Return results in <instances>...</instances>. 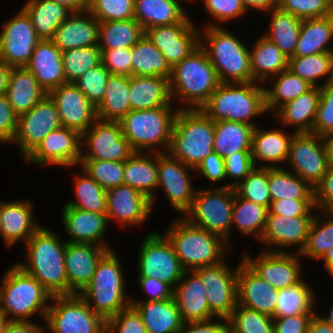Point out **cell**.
I'll return each instance as SVG.
<instances>
[{
	"mask_svg": "<svg viewBox=\"0 0 333 333\" xmlns=\"http://www.w3.org/2000/svg\"><path fill=\"white\" fill-rule=\"evenodd\" d=\"M66 242H60L55 233L40 227L26 242L29 263L17 264L52 297L70 295L64 262Z\"/></svg>",
	"mask_w": 333,
	"mask_h": 333,
	"instance_id": "6da1fadb",
	"label": "cell"
},
{
	"mask_svg": "<svg viewBox=\"0 0 333 333\" xmlns=\"http://www.w3.org/2000/svg\"><path fill=\"white\" fill-rule=\"evenodd\" d=\"M214 134V121L201 109L178 108L167 152L194 170L214 152Z\"/></svg>",
	"mask_w": 333,
	"mask_h": 333,
	"instance_id": "7a4b0ae2",
	"label": "cell"
},
{
	"mask_svg": "<svg viewBox=\"0 0 333 333\" xmlns=\"http://www.w3.org/2000/svg\"><path fill=\"white\" fill-rule=\"evenodd\" d=\"M220 83L215 68L199 45L172 67L169 79L171 98L177 96L179 100L187 101L191 106L188 109H200Z\"/></svg>",
	"mask_w": 333,
	"mask_h": 333,
	"instance_id": "3957f363",
	"label": "cell"
},
{
	"mask_svg": "<svg viewBox=\"0 0 333 333\" xmlns=\"http://www.w3.org/2000/svg\"><path fill=\"white\" fill-rule=\"evenodd\" d=\"M200 109L214 122H241L256 127L249 120L266 112L265 88L258 82L220 83Z\"/></svg>",
	"mask_w": 333,
	"mask_h": 333,
	"instance_id": "277c9868",
	"label": "cell"
},
{
	"mask_svg": "<svg viewBox=\"0 0 333 333\" xmlns=\"http://www.w3.org/2000/svg\"><path fill=\"white\" fill-rule=\"evenodd\" d=\"M177 220V221H176ZM165 236L185 271L213 266L224 261V241L221 237L190 224L185 218L176 219Z\"/></svg>",
	"mask_w": 333,
	"mask_h": 333,
	"instance_id": "5b68a950",
	"label": "cell"
},
{
	"mask_svg": "<svg viewBox=\"0 0 333 333\" xmlns=\"http://www.w3.org/2000/svg\"><path fill=\"white\" fill-rule=\"evenodd\" d=\"M203 33L205 50L221 83L253 82L250 50L221 26L209 24ZM208 42V43H207ZM203 44V45H202Z\"/></svg>",
	"mask_w": 333,
	"mask_h": 333,
	"instance_id": "8992f818",
	"label": "cell"
},
{
	"mask_svg": "<svg viewBox=\"0 0 333 333\" xmlns=\"http://www.w3.org/2000/svg\"><path fill=\"white\" fill-rule=\"evenodd\" d=\"M2 279L0 308L7 318L12 316L9 321H29L38 311L45 320L52 296L33 276L15 264Z\"/></svg>",
	"mask_w": 333,
	"mask_h": 333,
	"instance_id": "52a82bcc",
	"label": "cell"
},
{
	"mask_svg": "<svg viewBox=\"0 0 333 333\" xmlns=\"http://www.w3.org/2000/svg\"><path fill=\"white\" fill-rule=\"evenodd\" d=\"M120 265L116 254L109 250L98 262L91 282L78 293L105 320L131 305L130 298L125 300V282Z\"/></svg>",
	"mask_w": 333,
	"mask_h": 333,
	"instance_id": "ba28073f",
	"label": "cell"
},
{
	"mask_svg": "<svg viewBox=\"0 0 333 333\" xmlns=\"http://www.w3.org/2000/svg\"><path fill=\"white\" fill-rule=\"evenodd\" d=\"M177 112L172 106L131 110L119 121L122 134L135 152L153 149L156 145L169 150Z\"/></svg>",
	"mask_w": 333,
	"mask_h": 333,
	"instance_id": "9c48e42d",
	"label": "cell"
},
{
	"mask_svg": "<svg viewBox=\"0 0 333 333\" xmlns=\"http://www.w3.org/2000/svg\"><path fill=\"white\" fill-rule=\"evenodd\" d=\"M234 196L235 190L229 183L213 190L196 191L191 207L182 218L221 237L229 246Z\"/></svg>",
	"mask_w": 333,
	"mask_h": 333,
	"instance_id": "30bf717a",
	"label": "cell"
},
{
	"mask_svg": "<svg viewBox=\"0 0 333 333\" xmlns=\"http://www.w3.org/2000/svg\"><path fill=\"white\" fill-rule=\"evenodd\" d=\"M52 300L45 318L51 333H106V320L78 294L53 296Z\"/></svg>",
	"mask_w": 333,
	"mask_h": 333,
	"instance_id": "8fae6325",
	"label": "cell"
},
{
	"mask_svg": "<svg viewBox=\"0 0 333 333\" xmlns=\"http://www.w3.org/2000/svg\"><path fill=\"white\" fill-rule=\"evenodd\" d=\"M138 257V277H152L173 289L185 272L167 237L158 232L144 239Z\"/></svg>",
	"mask_w": 333,
	"mask_h": 333,
	"instance_id": "7c38bea8",
	"label": "cell"
},
{
	"mask_svg": "<svg viewBox=\"0 0 333 333\" xmlns=\"http://www.w3.org/2000/svg\"><path fill=\"white\" fill-rule=\"evenodd\" d=\"M287 161L290 162L293 173L312 188L321 182L330 167L323 138L313 133L293 135Z\"/></svg>",
	"mask_w": 333,
	"mask_h": 333,
	"instance_id": "4fadbf2b",
	"label": "cell"
},
{
	"mask_svg": "<svg viewBox=\"0 0 333 333\" xmlns=\"http://www.w3.org/2000/svg\"><path fill=\"white\" fill-rule=\"evenodd\" d=\"M194 272L202 281L210 311L219 319H228L238 304V266L232 272L222 261L217 265L195 269Z\"/></svg>",
	"mask_w": 333,
	"mask_h": 333,
	"instance_id": "5bb4252c",
	"label": "cell"
},
{
	"mask_svg": "<svg viewBox=\"0 0 333 333\" xmlns=\"http://www.w3.org/2000/svg\"><path fill=\"white\" fill-rule=\"evenodd\" d=\"M62 127L55 103L47 94L28 112L18 116L13 143H17L24 159L51 131Z\"/></svg>",
	"mask_w": 333,
	"mask_h": 333,
	"instance_id": "9a60e30c",
	"label": "cell"
},
{
	"mask_svg": "<svg viewBox=\"0 0 333 333\" xmlns=\"http://www.w3.org/2000/svg\"><path fill=\"white\" fill-rule=\"evenodd\" d=\"M86 140L87 154L81 153L80 160H110L125 162L135 151L123 136L119 121H102L94 124L81 135Z\"/></svg>",
	"mask_w": 333,
	"mask_h": 333,
	"instance_id": "2e32d148",
	"label": "cell"
},
{
	"mask_svg": "<svg viewBox=\"0 0 333 333\" xmlns=\"http://www.w3.org/2000/svg\"><path fill=\"white\" fill-rule=\"evenodd\" d=\"M40 41L27 13L21 9L3 24L0 34V60L10 67H25Z\"/></svg>",
	"mask_w": 333,
	"mask_h": 333,
	"instance_id": "e0dca14e",
	"label": "cell"
},
{
	"mask_svg": "<svg viewBox=\"0 0 333 333\" xmlns=\"http://www.w3.org/2000/svg\"><path fill=\"white\" fill-rule=\"evenodd\" d=\"M195 28L196 26L187 17L180 23L146 29L144 35L161 50L167 62L173 67L200 45L201 34Z\"/></svg>",
	"mask_w": 333,
	"mask_h": 333,
	"instance_id": "ac0fdd59",
	"label": "cell"
},
{
	"mask_svg": "<svg viewBox=\"0 0 333 333\" xmlns=\"http://www.w3.org/2000/svg\"><path fill=\"white\" fill-rule=\"evenodd\" d=\"M298 256L290 252H283L281 249L265 250L255 260L246 254L242 257V261L265 282L276 290H281L295 286L302 281Z\"/></svg>",
	"mask_w": 333,
	"mask_h": 333,
	"instance_id": "d6986e66",
	"label": "cell"
},
{
	"mask_svg": "<svg viewBox=\"0 0 333 333\" xmlns=\"http://www.w3.org/2000/svg\"><path fill=\"white\" fill-rule=\"evenodd\" d=\"M157 168L158 187L163 188L169 203L184 216L191 207L196 192L191 185L192 177L188 176L190 167L168 152H157Z\"/></svg>",
	"mask_w": 333,
	"mask_h": 333,
	"instance_id": "ffe728a7",
	"label": "cell"
},
{
	"mask_svg": "<svg viewBox=\"0 0 333 333\" xmlns=\"http://www.w3.org/2000/svg\"><path fill=\"white\" fill-rule=\"evenodd\" d=\"M80 142L83 143L77 131L61 127L45 136L25 160L37 165L70 167L80 161L82 152Z\"/></svg>",
	"mask_w": 333,
	"mask_h": 333,
	"instance_id": "44dd1931",
	"label": "cell"
},
{
	"mask_svg": "<svg viewBox=\"0 0 333 333\" xmlns=\"http://www.w3.org/2000/svg\"><path fill=\"white\" fill-rule=\"evenodd\" d=\"M48 95L55 103L62 127L82 135L97 120L96 107L74 83L62 84Z\"/></svg>",
	"mask_w": 333,
	"mask_h": 333,
	"instance_id": "7402d4cb",
	"label": "cell"
},
{
	"mask_svg": "<svg viewBox=\"0 0 333 333\" xmlns=\"http://www.w3.org/2000/svg\"><path fill=\"white\" fill-rule=\"evenodd\" d=\"M109 250L90 243L66 242L64 262L70 295L80 293L91 282L98 262Z\"/></svg>",
	"mask_w": 333,
	"mask_h": 333,
	"instance_id": "603a6c76",
	"label": "cell"
},
{
	"mask_svg": "<svg viewBox=\"0 0 333 333\" xmlns=\"http://www.w3.org/2000/svg\"><path fill=\"white\" fill-rule=\"evenodd\" d=\"M108 221L114 218L122 225L143 223L151 213V200L136 189L122 184L106 190Z\"/></svg>",
	"mask_w": 333,
	"mask_h": 333,
	"instance_id": "cb8c5ba5",
	"label": "cell"
},
{
	"mask_svg": "<svg viewBox=\"0 0 333 333\" xmlns=\"http://www.w3.org/2000/svg\"><path fill=\"white\" fill-rule=\"evenodd\" d=\"M238 305L274 317L278 290L257 276L243 261L238 265Z\"/></svg>",
	"mask_w": 333,
	"mask_h": 333,
	"instance_id": "d4e9b609",
	"label": "cell"
},
{
	"mask_svg": "<svg viewBox=\"0 0 333 333\" xmlns=\"http://www.w3.org/2000/svg\"><path fill=\"white\" fill-rule=\"evenodd\" d=\"M314 216L290 217L267 213L261 241L267 245L283 248L299 246L298 253L304 248Z\"/></svg>",
	"mask_w": 333,
	"mask_h": 333,
	"instance_id": "484cf974",
	"label": "cell"
},
{
	"mask_svg": "<svg viewBox=\"0 0 333 333\" xmlns=\"http://www.w3.org/2000/svg\"><path fill=\"white\" fill-rule=\"evenodd\" d=\"M48 94L67 83L62 62V51L51 40H40L25 66Z\"/></svg>",
	"mask_w": 333,
	"mask_h": 333,
	"instance_id": "4316f807",
	"label": "cell"
},
{
	"mask_svg": "<svg viewBox=\"0 0 333 333\" xmlns=\"http://www.w3.org/2000/svg\"><path fill=\"white\" fill-rule=\"evenodd\" d=\"M191 275L186 276L188 273ZM173 298L184 323L207 321L216 317L209 309L207 294L194 271H185L174 288Z\"/></svg>",
	"mask_w": 333,
	"mask_h": 333,
	"instance_id": "83f0119b",
	"label": "cell"
},
{
	"mask_svg": "<svg viewBox=\"0 0 333 333\" xmlns=\"http://www.w3.org/2000/svg\"><path fill=\"white\" fill-rule=\"evenodd\" d=\"M62 222L66 227V232L71 237L67 242L90 243L109 247L102 241L109 222L106 214H98L64 205Z\"/></svg>",
	"mask_w": 333,
	"mask_h": 333,
	"instance_id": "f1b7e54d",
	"label": "cell"
},
{
	"mask_svg": "<svg viewBox=\"0 0 333 333\" xmlns=\"http://www.w3.org/2000/svg\"><path fill=\"white\" fill-rule=\"evenodd\" d=\"M85 15V16H84ZM88 16H90L88 18ZM99 21L88 11L73 12L55 30L51 41L61 50L98 45Z\"/></svg>",
	"mask_w": 333,
	"mask_h": 333,
	"instance_id": "f546056e",
	"label": "cell"
},
{
	"mask_svg": "<svg viewBox=\"0 0 333 333\" xmlns=\"http://www.w3.org/2000/svg\"><path fill=\"white\" fill-rule=\"evenodd\" d=\"M39 228L30 201L0 202V233L8 248L20 239L26 243Z\"/></svg>",
	"mask_w": 333,
	"mask_h": 333,
	"instance_id": "4dcf8cb0",
	"label": "cell"
},
{
	"mask_svg": "<svg viewBox=\"0 0 333 333\" xmlns=\"http://www.w3.org/2000/svg\"><path fill=\"white\" fill-rule=\"evenodd\" d=\"M131 305L141 315L147 333H180L183 320L174 298L159 301H134Z\"/></svg>",
	"mask_w": 333,
	"mask_h": 333,
	"instance_id": "1f68e13d",
	"label": "cell"
},
{
	"mask_svg": "<svg viewBox=\"0 0 333 333\" xmlns=\"http://www.w3.org/2000/svg\"><path fill=\"white\" fill-rule=\"evenodd\" d=\"M128 98L131 110L171 106L169 79L162 76H130Z\"/></svg>",
	"mask_w": 333,
	"mask_h": 333,
	"instance_id": "d6a6232c",
	"label": "cell"
},
{
	"mask_svg": "<svg viewBox=\"0 0 333 333\" xmlns=\"http://www.w3.org/2000/svg\"><path fill=\"white\" fill-rule=\"evenodd\" d=\"M17 116L28 112L47 93L26 67H13L5 93Z\"/></svg>",
	"mask_w": 333,
	"mask_h": 333,
	"instance_id": "836d02e7",
	"label": "cell"
},
{
	"mask_svg": "<svg viewBox=\"0 0 333 333\" xmlns=\"http://www.w3.org/2000/svg\"><path fill=\"white\" fill-rule=\"evenodd\" d=\"M155 150L157 151H153L152 157L145 155L146 152H135L124 162L123 184L145 195L151 200L152 207L154 204L152 189L158 187L157 152H163L158 148Z\"/></svg>",
	"mask_w": 333,
	"mask_h": 333,
	"instance_id": "e575fe53",
	"label": "cell"
},
{
	"mask_svg": "<svg viewBox=\"0 0 333 333\" xmlns=\"http://www.w3.org/2000/svg\"><path fill=\"white\" fill-rule=\"evenodd\" d=\"M320 95V87L313 86L296 99L282 105L275 116L284 125H296L295 133H312Z\"/></svg>",
	"mask_w": 333,
	"mask_h": 333,
	"instance_id": "d590c367",
	"label": "cell"
},
{
	"mask_svg": "<svg viewBox=\"0 0 333 333\" xmlns=\"http://www.w3.org/2000/svg\"><path fill=\"white\" fill-rule=\"evenodd\" d=\"M294 134L295 132L287 136L286 132L280 129L265 131L258 126L254 127L251 143V155L254 165L256 166L257 164L256 160H260L262 163L269 164L262 167H279L272 165V163L287 161L291 139Z\"/></svg>",
	"mask_w": 333,
	"mask_h": 333,
	"instance_id": "8d00e7d4",
	"label": "cell"
},
{
	"mask_svg": "<svg viewBox=\"0 0 333 333\" xmlns=\"http://www.w3.org/2000/svg\"><path fill=\"white\" fill-rule=\"evenodd\" d=\"M180 0H134V19L143 30L183 22L187 15Z\"/></svg>",
	"mask_w": 333,
	"mask_h": 333,
	"instance_id": "74e56055",
	"label": "cell"
},
{
	"mask_svg": "<svg viewBox=\"0 0 333 333\" xmlns=\"http://www.w3.org/2000/svg\"><path fill=\"white\" fill-rule=\"evenodd\" d=\"M333 39V14L303 19L294 56L333 52L327 43Z\"/></svg>",
	"mask_w": 333,
	"mask_h": 333,
	"instance_id": "f35d334b",
	"label": "cell"
},
{
	"mask_svg": "<svg viewBox=\"0 0 333 333\" xmlns=\"http://www.w3.org/2000/svg\"><path fill=\"white\" fill-rule=\"evenodd\" d=\"M22 9L30 17L40 40H51L55 30L73 13L51 0H29Z\"/></svg>",
	"mask_w": 333,
	"mask_h": 333,
	"instance_id": "ab89813d",
	"label": "cell"
},
{
	"mask_svg": "<svg viewBox=\"0 0 333 333\" xmlns=\"http://www.w3.org/2000/svg\"><path fill=\"white\" fill-rule=\"evenodd\" d=\"M251 49H253L250 51L253 82L267 81L268 77L272 81L270 75L276 76L288 68L289 58L265 36L259 38Z\"/></svg>",
	"mask_w": 333,
	"mask_h": 333,
	"instance_id": "60d3db41",
	"label": "cell"
},
{
	"mask_svg": "<svg viewBox=\"0 0 333 333\" xmlns=\"http://www.w3.org/2000/svg\"><path fill=\"white\" fill-rule=\"evenodd\" d=\"M172 67L161 50L143 35L131 47V76H162L170 79Z\"/></svg>",
	"mask_w": 333,
	"mask_h": 333,
	"instance_id": "b9f144b4",
	"label": "cell"
},
{
	"mask_svg": "<svg viewBox=\"0 0 333 333\" xmlns=\"http://www.w3.org/2000/svg\"><path fill=\"white\" fill-rule=\"evenodd\" d=\"M214 143L213 151L225 159L234 152L251 151L252 125L232 122L217 121L214 122Z\"/></svg>",
	"mask_w": 333,
	"mask_h": 333,
	"instance_id": "7bdbcfd3",
	"label": "cell"
},
{
	"mask_svg": "<svg viewBox=\"0 0 333 333\" xmlns=\"http://www.w3.org/2000/svg\"><path fill=\"white\" fill-rule=\"evenodd\" d=\"M129 77L110 74L102 102L96 107L97 119L120 121L131 111Z\"/></svg>",
	"mask_w": 333,
	"mask_h": 333,
	"instance_id": "ee69618b",
	"label": "cell"
},
{
	"mask_svg": "<svg viewBox=\"0 0 333 333\" xmlns=\"http://www.w3.org/2000/svg\"><path fill=\"white\" fill-rule=\"evenodd\" d=\"M270 11V29L263 36L275 43L286 57H294L302 19L278 7Z\"/></svg>",
	"mask_w": 333,
	"mask_h": 333,
	"instance_id": "f6af8a7d",
	"label": "cell"
},
{
	"mask_svg": "<svg viewBox=\"0 0 333 333\" xmlns=\"http://www.w3.org/2000/svg\"><path fill=\"white\" fill-rule=\"evenodd\" d=\"M271 202L280 199H314V188L283 168L268 167Z\"/></svg>",
	"mask_w": 333,
	"mask_h": 333,
	"instance_id": "bcb514c9",
	"label": "cell"
},
{
	"mask_svg": "<svg viewBox=\"0 0 333 333\" xmlns=\"http://www.w3.org/2000/svg\"><path fill=\"white\" fill-rule=\"evenodd\" d=\"M143 35L142 26L134 18L99 22L98 47L100 49L132 47Z\"/></svg>",
	"mask_w": 333,
	"mask_h": 333,
	"instance_id": "7dc6e473",
	"label": "cell"
},
{
	"mask_svg": "<svg viewBox=\"0 0 333 333\" xmlns=\"http://www.w3.org/2000/svg\"><path fill=\"white\" fill-rule=\"evenodd\" d=\"M274 77L278 80L273 85V89H265L266 111H277L282 105L296 99L313 87L288 68Z\"/></svg>",
	"mask_w": 333,
	"mask_h": 333,
	"instance_id": "c3c4849f",
	"label": "cell"
},
{
	"mask_svg": "<svg viewBox=\"0 0 333 333\" xmlns=\"http://www.w3.org/2000/svg\"><path fill=\"white\" fill-rule=\"evenodd\" d=\"M288 69L312 86H320L316 84L320 77L328 76L325 83L333 80V52L290 57Z\"/></svg>",
	"mask_w": 333,
	"mask_h": 333,
	"instance_id": "681fc988",
	"label": "cell"
},
{
	"mask_svg": "<svg viewBox=\"0 0 333 333\" xmlns=\"http://www.w3.org/2000/svg\"><path fill=\"white\" fill-rule=\"evenodd\" d=\"M268 208L258 205L239 197L236 193L234 196L232 225L238 226L242 234H255L261 239L264 231Z\"/></svg>",
	"mask_w": 333,
	"mask_h": 333,
	"instance_id": "f907efd6",
	"label": "cell"
},
{
	"mask_svg": "<svg viewBox=\"0 0 333 333\" xmlns=\"http://www.w3.org/2000/svg\"><path fill=\"white\" fill-rule=\"evenodd\" d=\"M313 294L312 289L303 280L295 286L278 290L274 317L313 313L315 305Z\"/></svg>",
	"mask_w": 333,
	"mask_h": 333,
	"instance_id": "816d5d0a",
	"label": "cell"
},
{
	"mask_svg": "<svg viewBox=\"0 0 333 333\" xmlns=\"http://www.w3.org/2000/svg\"><path fill=\"white\" fill-rule=\"evenodd\" d=\"M85 176H76L75 189L77 201H69L65 205L98 214H106L107 197L103 189L87 172Z\"/></svg>",
	"mask_w": 333,
	"mask_h": 333,
	"instance_id": "f5cc1de1",
	"label": "cell"
},
{
	"mask_svg": "<svg viewBox=\"0 0 333 333\" xmlns=\"http://www.w3.org/2000/svg\"><path fill=\"white\" fill-rule=\"evenodd\" d=\"M62 62L67 83H74L89 69L102 63L101 49L94 45L64 50Z\"/></svg>",
	"mask_w": 333,
	"mask_h": 333,
	"instance_id": "db71d44e",
	"label": "cell"
},
{
	"mask_svg": "<svg viewBox=\"0 0 333 333\" xmlns=\"http://www.w3.org/2000/svg\"><path fill=\"white\" fill-rule=\"evenodd\" d=\"M323 214L325 215L324 221L321 220L322 217L314 215L305 246L299 253L300 255L321 259L333 246V212H323Z\"/></svg>",
	"mask_w": 333,
	"mask_h": 333,
	"instance_id": "11a10c76",
	"label": "cell"
},
{
	"mask_svg": "<svg viewBox=\"0 0 333 333\" xmlns=\"http://www.w3.org/2000/svg\"><path fill=\"white\" fill-rule=\"evenodd\" d=\"M233 188L239 197L269 208L271 197L268 185V167H255L243 181L237 183Z\"/></svg>",
	"mask_w": 333,
	"mask_h": 333,
	"instance_id": "9f6ffc18",
	"label": "cell"
},
{
	"mask_svg": "<svg viewBox=\"0 0 333 333\" xmlns=\"http://www.w3.org/2000/svg\"><path fill=\"white\" fill-rule=\"evenodd\" d=\"M231 333H274L273 317L238 305L228 318Z\"/></svg>",
	"mask_w": 333,
	"mask_h": 333,
	"instance_id": "6f0895ef",
	"label": "cell"
},
{
	"mask_svg": "<svg viewBox=\"0 0 333 333\" xmlns=\"http://www.w3.org/2000/svg\"><path fill=\"white\" fill-rule=\"evenodd\" d=\"M82 170L103 189L108 190L123 184L124 162L110 160H80Z\"/></svg>",
	"mask_w": 333,
	"mask_h": 333,
	"instance_id": "680465c9",
	"label": "cell"
},
{
	"mask_svg": "<svg viewBox=\"0 0 333 333\" xmlns=\"http://www.w3.org/2000/svg\"><path fill=\"white\" fill-rule=\"evenodd\" d=\"M88 12L99 22L134 18V0H90Z\"/></svg>",
	"mask_w": 333,
	"mask_h": 333,
	"instance_id": "91938a15",
	"label": "cell"
},
{
	"mask_svg": "<svg viewBox=\"0 0 333 333\" xmlns=\"http://www.w3.org/2000/svg\"><path fill=\"white\" fill-rule=\"evenodd\" d=\"M109 76V71L101 63L89 69L74 84L84 93L89 102L97 107L104 97Z\"/></svg>",
	"mask_w": 333,
	"mask_h": 333,
	"instance_id": "94428289",
	"label": "cell"
},
{
	"mask_svg": "<svg viewBox=\"0 0 333 333\" xmlns=\"http://www.w3.org/2000/svg\"><path fill=\"white\" fill-rule=\"evenodd\" d=\"M278 8L300 19L333 14V0H278Z\"/></svg>",
	"mask_w": 333,
	"mask_h": 333,
	"instance_id": "6125c7cd",
	"label": "cell"
},
{
	"mask_svg": "<svg viewBox=\"0 0 333 333\" xmlns=\"http://www.w3.org/2000/svg\"><path fill=\"white\" fill-rule=\"evenodd\" d=\"M320 92L312 133L323 137L333 132V80L321 85Z\"/></svg>",
	"mask_w": 333,
	"mask_h": 333,
	"instance_id": "be15d7a7",
	"label": "cell"
},
{
	"mask_svg": "<svg viewBox=\"0 0 333 333\" xmlns=\"http://www.w3.org/2000/svg\"><path fill=\"white\" fill-rule=\"evenodd\" d=\"M147 333L141 315L132 306L106 320V333Z\"/></svg>",
	"mask_w": 333,
	"mask_h": 333,
	"instance_id": "e7e4bbea",
	"label": "cell"
},
{
	"mask_svg": "<svg viewBox=\"0 0 333 333\" xmlns=\"http://www.w3.org/2000/svg\"><path fill=\"white\" fill-rule=\"evenodd\" d=\"M101 61L110 74L131 76V47L101 49Z\"/></svg>",
	"mask_w": 333,
	"mask_h": 333,
	"instance_id": "03108f58",
	"label": "cell"
},
{
	"mask_svg": "<svg viewBox=\"0 0 333 333\" xmlns=\"http://www.w3.org/2000/svg\"><path fill=\"white\" fill-rule=\"evenodd\" d=\"M206 11L213 16L217 22H228L238 18L247 11L242 0H203Z\"/></svg>",
	"mask_w": 333,
	"mask_h": 333,
	"instance_id": "003e7915",
	"label": "cell"
},
{
	"mask_svg": "<svg viewBox=\"0 0 333 333\" xmlns=\"http://www.w3.org/2000/svg\"><path fill=\"white\" fill-rule=\"evenodd\" d=\"M224 160L226 177L233 178L236 181L233 184L230 183L231 187L237 185V183L243 180L256 167L251 151L234 152Z\"/></svg>",
	"mask_w": 333,
	"mask_h": 333,
	"instance_id": "a7ac6f4b",
	"label": "cell"
},
{
	"mask_svg": "<svg viewBox=\"0 0 333 333\" xmlns=\"http://www.w3.org/2000/svg\"><path fill=\"white\" fill-rule=\"evenodd\" d=\"M314 207V199H280L270 203L268 213L290 217L312 216L310 212Z\"/></svg>",
	"mask_w": 333,
	"mask_h": 333,
	"instance_id": "89a4df30",
	"label": "cell"
},
{
	"mask_svg": "<svg viewBox=\"0 0 333 333\" xmlns=\"http://www.w3.org/2000/svg\"><path fill=\"white\" fill-rule=\"evenodd\" d=\"M315 313H301L292 316L273 317L274 333H307Z\"/></svg>",
	"mask_w": 333,
	"mask_h": 333,
	"instance_id": "2644e50d",
	"label": "cell"
},
{
	"mask_svg": "<svg viewBox=\"0 0 333 333\" xmlns=\"http://www.w3.org/2000/svg\"><path fill=\"white\" fill-rule=\"evenodd\" d=\"M18 116L6 95H0V143H12L17 131Z\"/></svg>",
	"mask_w": 333,
	"mask_h": 333,
	"instance_id": "8c879c8a",
	"label": "cell"
},
{
	"mask_svg": "<svg viewBox=\"0 0 333 333\" xmlns=\"http://www.w3.org/2000/svg\"><path fill=\"white\" fill-rule=\"evenodd\" d=\"M315 208L333 212V167H329L321 182L314 188Z\"/></svg>",
	"mask_w": 333,
	"mask_h": 333,
	"instance_id": "753ad0ef",
	"label": "cell"
},
{
	"mask_svg": "<svg viewBox=\"0 0 333 333\" xmlns=\"http://www.w3.org/2000/svg\"><path fill=\"white\" fill-rule=\"evenodd\" d=\"M202 173L211 182L222 181L226 178L225 160L216 152H212L194 170Z\"/></svg>",
	"mask_w": 333,
	"mask_h": 333,
	"instance_id": "34e18365",
	"label": "cell"
},
{
	"mask_svg": "<svg viewBox=\"0 0 333 333\" xmlns=\"http://www.w3.org/2000/svg\"><path fill=\"white\" fill-rule=\"evenodd\" d=\"M138 284L146 293L151 294V297L145 300L146 302L173 298L174 289L167 283H163L152 277H138Z\"/></svg>",
	"mask_w": 333,
	"mask_h": 333,
	"instance_id": "11e5206c",
	"label": "cell"
},
{
	"mask_svg": "<svg viewBox=\"0 0 333 333\" xmlns=\"http://www.w3.org/2000/svg\"><path fill=\"white\" fill-rule=\"evenodd\" d=\"M225 323H214L212 320L207 321H196V322H186L183 324L180 333H231V328L229 320L227 318H222ZM189 325V329L186 327Z\"/></svg>",
	"mask_w": 333,
	"mask_h": 333,
	"instance_id": "2a66077c",
	"label": "cell"
},
{
	"mask_svg": "<svg viewBox=\"0 0 333 333\" xmlns=\"http://www.w3.org/2000/svg\"><path fill=\"white\" fill-rule=\"evenodd\" d=\"M44 329L32 321H9L3 333H43Z\"/></svg>",
	"mask_w": 333,
	"mask_h": 333,
	"instance_id": "b9fcfbb0",
	"label": "cell"
},
{
	"mask_svg": "<svg viewBox=\"0 0 333 333\" xmlns=\"http://www.w3.org/2000/svg\"><path fill=\"white\" fill-rule=\"evenodd\" d=\"M307 333H333V327L315 314L310 321Z\"/></svg>",
	"mask_w": 333,
	"mask_h": 333,
	"instance_id": "09005b40",
	"label": "cell"
},
{
	"mask_svg": "<svg viewBox=\"0 0 333 333\" xmlns=\"http://www.w3.org/2000/svg\"><path fill=\"white\" fill-rule=\"evenodd\" d=\"M247 10L249 8L269 11L278 7V0H242Z\"/></svg>",
	"mask_w": 333,
	"mask_h": 333,
	"instance_id": "979ff035",
	"label": "cell"
},
{
	"mask_svg": "<svg viewBox=\"0 0 333 333\" xmlns=\"http://www.w3.org/2000/svg\"><path fill=\"white\" fill-rule=\"evenodd\" d=\"M66 6L72 12L88 11L90 0H51Z\"/></svg>",
	"mask_w": 333,
	"mask_h": 333,
	"instance_id": "deb4b68c",
	"label": "cell"
},
{
	"mask_svg": "<svg viewBox=\"0 0 333 333\" xmlns=\"http://www.w3.org/2000/svg\"><path fill=\"white\" fill-rule=\"evenodd\" d=\"M11 70L12 67L6 65L0 60V95H4L6 93Z\"/></svg>",
	"mask_w": 333,
	"mask_h": 333,
	"instance_id": "67dfc351",
	"label": "cell"
},
{
	"mask_svg": "<svg viewBox=\"0 0 333 333\" xmlns=\"http://www.w3.org/2000/svg\"><path fill=\"white\" fill-rule=\"evenodd\" d=\"M326 148L328 163L333 167V132H330L322 137Z\"/></svg>",
	"mask_w": 333,
	"mask_h": 333,
	"instance_id": "b62a3aed",
	"label": "cell"
},
{
	"mask_svg": "<svg viewBox=\"0 0 333 333\" xmlns=\"http://www.w3.org/2000/svg\"><path fill=\"white\" fill-rule=\"evenodd\" d=\"M324 259V264L330 275L333 276V246L321 258Z\"/></svg>",
	"mask_w": 333,
	"mask_h": 333,
	"instance_id": "603ad722",
	"label": "cell"
},
{
	"mask_svg": "<svg viewBox=\"0 0 333 333\" xmlns=\"http://www.w3.org/2000/svg\"><path fill=\"white\" fill-rule=\"evenodd\" d=\"M9 322V318L4 314L0 308V333H3L5 326Z\"/></svg>",
	"mask_w": 333,
	"mask_h": 333,
	"instance_id": "5803f987",
	"label": "cell"
}]
</instances>
